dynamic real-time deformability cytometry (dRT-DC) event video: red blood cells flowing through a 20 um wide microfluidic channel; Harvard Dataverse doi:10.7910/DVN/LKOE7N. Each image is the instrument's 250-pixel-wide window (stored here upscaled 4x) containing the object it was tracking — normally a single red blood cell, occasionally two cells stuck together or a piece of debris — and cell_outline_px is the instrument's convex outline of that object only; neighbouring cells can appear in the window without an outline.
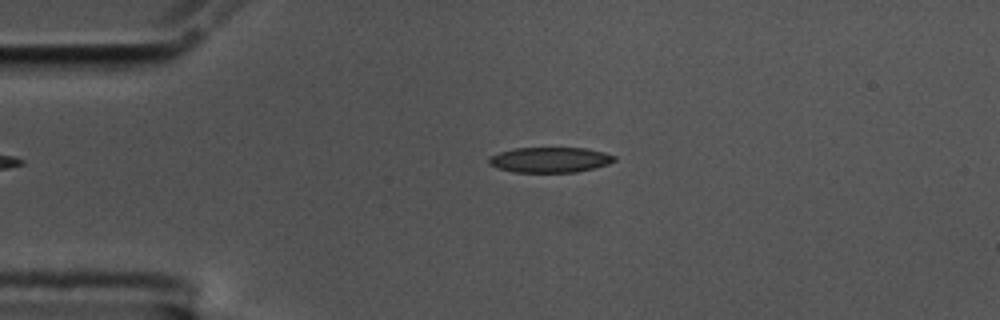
{"species": "common noctule bat (a hibernating species)", "species_latin": "Nyctalus noctula", "temperature_condition": "cold", "stored_images_in_passage": 44, "camera_frame_rate_fps": 3000, "um_per_image_px": 0.085, "animal": {"sex": "male", "body_mass_g": 17.5, "forearm_length_mm": 52.3}, "frame": {"image": 1, "passage_image": 2, "time_ms": 0.333, "image_size_px": [1000, 320], "cell_outline_px": [[616, 160], [608, 164], [596, 168], [576, 172], [512, 172], [496, 168], [488, 164], [488, 156], [512, 148], [584, 148], [604, 152], [616, 156]], "centroid_in_image_um": [46.72, 13.59], "position_along_channel_um": 38.3, "area_um2": 18.73}}
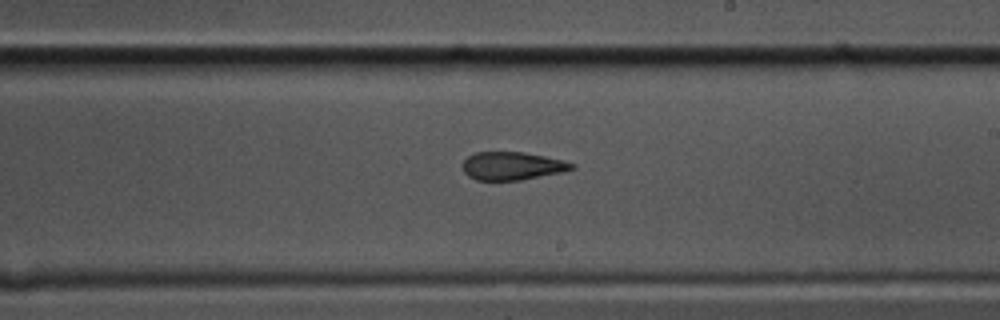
{"frame": {"image": 2, "passage_image": 22, "time_ms": 7.0, "image_size_px": [1000, 320], "cell_outline_px": [[576, 168], [564, 172], [520, 180], [476, 180], [468, 176], [464, 172], [464, 160], [468, 156], [476, 152], [524, 152], [544, 156], [576, 164]], "centroid_in_image_um": [43.56, 14.11], "position_along_channel_um": 245.4, "area_um2": 17.8}}
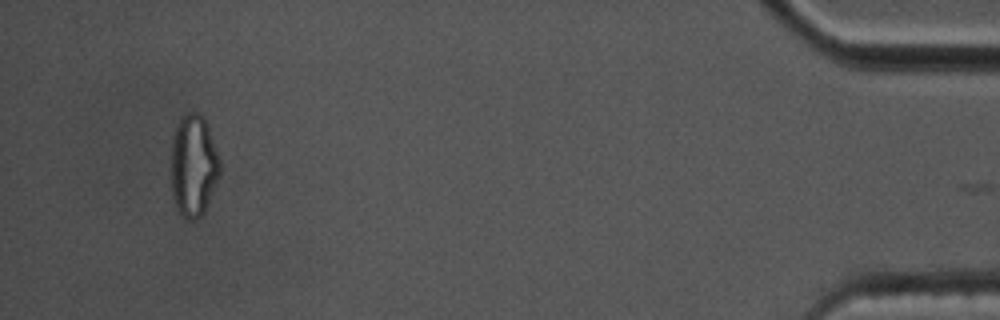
{"frame": {"image": 3, "passage_image": 43, "time_ms": 14.0, "image_size_px": [1000, 320], "cell_outline_px": [[220, 172], [204, 212], [196, 220], [184, 220], [176, 208], [172, 192], [172, 136], [180, 116], [188, 112], [196, 112], [204, 120], [208, 128], [220, 160]], "centroid_in_image_um": [16.43, 14.1], "position_along_channel_um": 418.8, "area_um2": 28.78}}